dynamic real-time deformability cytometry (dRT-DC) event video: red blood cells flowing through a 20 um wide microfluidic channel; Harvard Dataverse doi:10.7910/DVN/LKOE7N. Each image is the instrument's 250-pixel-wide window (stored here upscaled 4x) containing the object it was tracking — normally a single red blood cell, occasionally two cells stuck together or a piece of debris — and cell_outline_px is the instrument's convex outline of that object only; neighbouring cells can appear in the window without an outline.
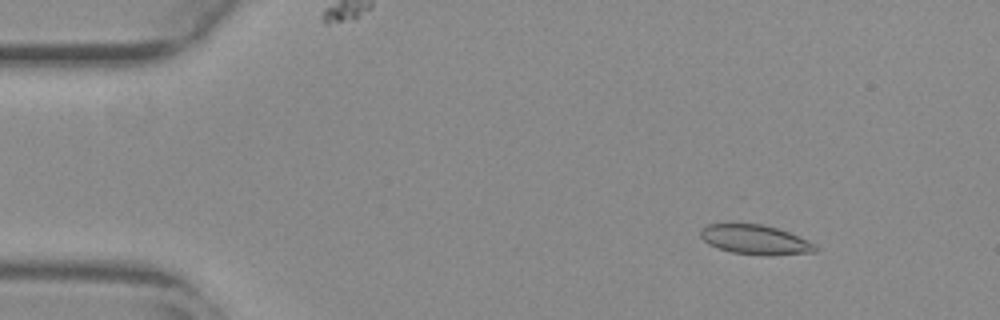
{"species": "common noctule bat (a hibernating species)", "species_latin": "Nyctalus noctula", "temperature_condition": "warm", "stored_images_in_passage": 53, "camera_frame_rate_fps": 3000, "um_per_image_px": 0.085, "animal": {"sex": "female", "body_mass_g": 29.2, "forearm_length_mm": 56.3}, "frame": {"image": 1, "passage_image": 6, "time_ms": 1.667, "image_size_px": [1000, 320], "cell_outline_px": [[820, 248], [816, 252], [768, 256], [732, 252], [708, 244], [700, 236], [700, 228], [708, 224], [760, 224], [776, 228], [788, 232], [808, 240], [816, 244]], "centroid_in_image_um": [64.23, 20.38], "position_along_channel_um": 20.8, "area_um2": 19.77}}
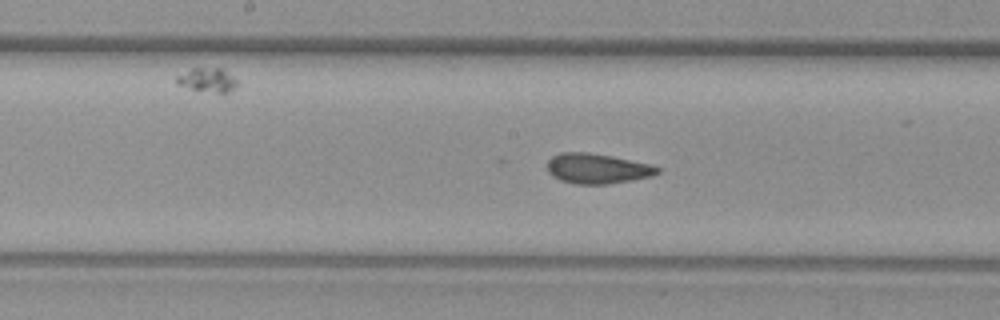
{"frame": {"image": 2, "passage_image": 27, "time_ms": 8.667, "image_size_px": [1000, 320], "cell_outline_px": [[660, 172], [652, 176], [632, 180], [608, 184], [576, 184], [560, 180], [552, 176], [544, 168], [548, 160], [552, 156], [560, 152], [588, 152], [612, 156], [652, 164], [660, 168]], "centroid_in_image_um": [50.74, 14.32], "position_along_channel_um": 197.5, "area_um2": 19.65}}
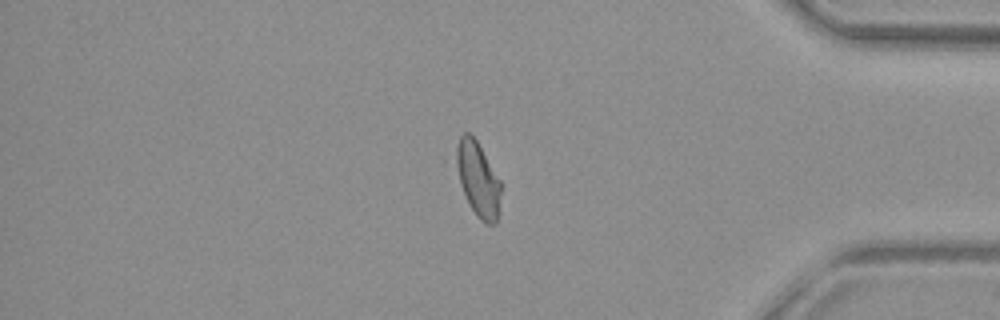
{"frame": {"image": 3, "passage_image": 45, "time_ms": 14.667, "image_size_px": [1000, 320], "cell_outline_px": [[500, 192], [496, 224], [484, 224], [476, 216], [444, 160], [460, 136], [464, 132], [472, 132], [500, 180]], "centroid_in_image_um": [40.4, 15.08], "position_along_channel_um": 394.8, "area_um2": 21.44}, "authors_computed_cell_mechanics": {"area_um2": 19.7676, "velocity_mm_per_s": 3.7999, "shape_relaxation_time_tau1_ms": 6.2534, "shape_relaxation_time_tau2_ms": 0.7239, "deformation_change_tau1": 0.1664, "deformation_change_tau2": 0.0749}}